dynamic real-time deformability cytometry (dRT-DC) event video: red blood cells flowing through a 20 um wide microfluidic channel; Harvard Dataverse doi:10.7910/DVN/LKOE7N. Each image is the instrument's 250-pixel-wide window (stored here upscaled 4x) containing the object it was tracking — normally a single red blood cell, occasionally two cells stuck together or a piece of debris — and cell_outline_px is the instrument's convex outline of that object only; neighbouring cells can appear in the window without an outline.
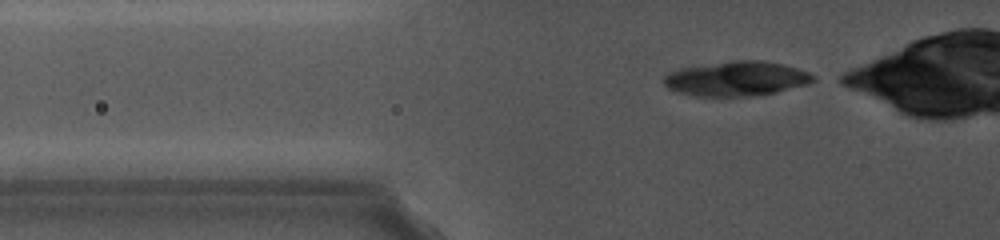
{"species": "common noctule bat (a hibernating species)", "species_latin": "Nyctalus noctula", "temperature_condition": "cold", "stored_images_in_passage": 6, "camera_frame_rate_fps": 5000, "um_per_image_px": 0.085, "animal": {"sex": "female", "body_mass_g": 19.0, "forearm_length_mm": 56.7}, "frame": {"image": 1, "passage_image": 2, "time_ms": 0.2, "image_size_px": [1000, 240], "cell_outline_px": [[816, 80], [808, 84], [776, 92], [736, 96], [704, 96], [680, 92], [668, 88], [664, 84], [664, 76], [668, 72], [680, 68], [732, 60], [764, 60], [784, 64], [808, 72], [816, 76]], "centroid_in_image_um": [62.63, 6.66], "position_along_channel_um": 63.2, "area_um2": 29.88}}